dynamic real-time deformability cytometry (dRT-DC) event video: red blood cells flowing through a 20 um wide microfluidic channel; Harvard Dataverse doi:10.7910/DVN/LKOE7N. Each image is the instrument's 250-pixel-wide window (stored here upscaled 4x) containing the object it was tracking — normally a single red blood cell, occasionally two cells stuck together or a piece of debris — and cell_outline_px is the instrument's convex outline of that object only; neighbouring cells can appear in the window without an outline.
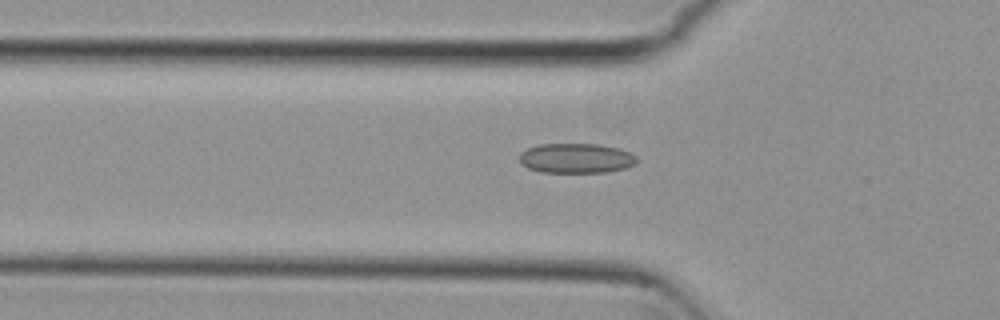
{"species": "common noctule bat (a hibernating species)", "species_latin": "Nyctalus noctula", "temperature_condition": "cold", "stored_images_in_passage": 39, "camera_frame_rate_fps": 3000, "um_per_image_px": 0.085, "animal": {"sex": "female", "body_mass_g": 29.2, "forearm_length_mm": 56.3}, "frame": {"image": 1, "passage_image": 7, "time_ms": 2.0, "image_size_px": [1000, 320], "cell_outline_px": [[636, 164], [624, 168], [608, 172], [540, 172], [528, 168], [520, 164], [520, 152], [528, 148], [540, 144], [600, 144], [620, 148], [636, 156]], "centroid_in_image_um": [48.96, 13.45], "position_along_channel_um": 76.8, "area_um2": 20.46}}
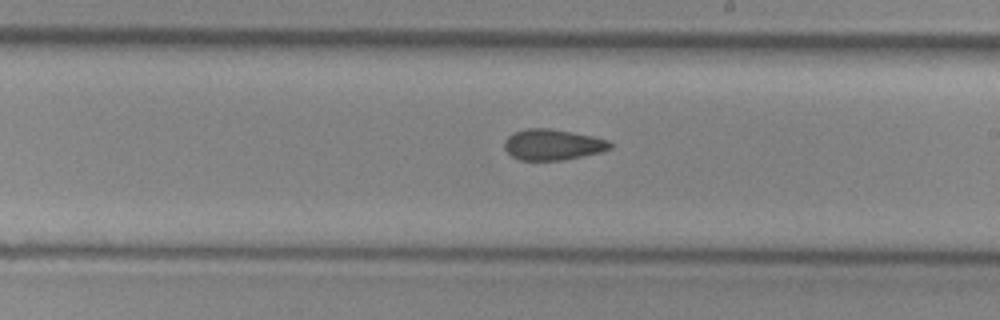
{"frame": {"image": 2, "passage_image": 20, "time_ms": 6.333, "image_size_px": [1000, 320], "cell_outline_px": [[612, 148], [604, 152], [564, 160], [520, 160], [512, 156], [504, 148], [504, 140], [512, 132], [528, 128], [552, 128], [592, 136], [608, 140], [612, 144]], "centroid_in_image_um": [46.99, 12.29], "position_along_channel_um": 242.0, "area_um2": 19.25}}
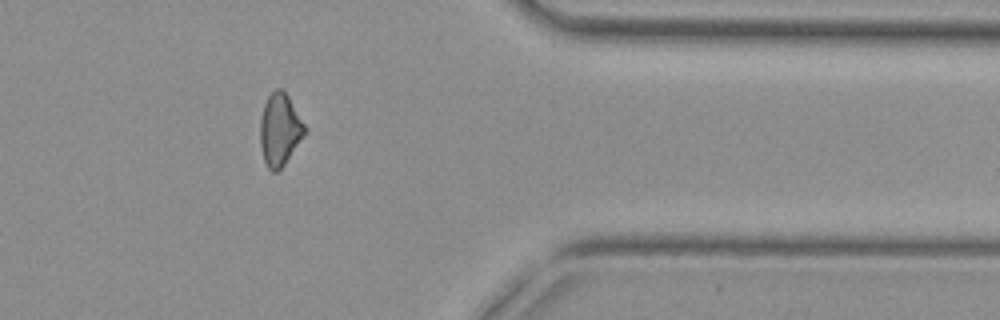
{"frame": {"image": 3, "passage_image": 33, "time_ms": 10.667, "image_size_px": [1000, 320], "cell_outline_px": [[304, 136], [284, 164], [276, 172], [272, 172], [268, 168], [264, 160], [260, 144], [260, 120], [264, 104], [268, 96], [276, 88], [280, 88], [288, 96], [304, 124]], "centroid_in_image_um": [23.75, 11.02], "position_along_channel_um": 387.6, "area_um2": 18.38}, "authors_computed_cell_mechanics": {"area_um2": 19.3052, "velocity_mm_per_s": 3.7956, "shape_relaxation_time_tau1_ms": null, "shape_relaxation_time_tau2_ms": 3.7439, "deformation_change_tau1": null, "deformation_change_tau2": 0.1065}}